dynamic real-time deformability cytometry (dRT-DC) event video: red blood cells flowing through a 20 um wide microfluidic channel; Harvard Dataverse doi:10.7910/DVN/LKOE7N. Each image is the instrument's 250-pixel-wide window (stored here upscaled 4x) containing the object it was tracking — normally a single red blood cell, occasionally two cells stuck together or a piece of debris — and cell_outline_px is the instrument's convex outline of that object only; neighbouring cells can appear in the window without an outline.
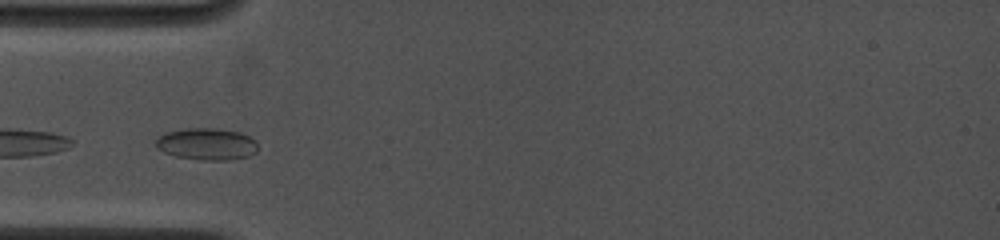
{"species": "common noctule bat (a hibernating species)", "species_latin": "Nyctalus noctula", "temperature_condition": "cold", "stored_images_in_passage": 6, "camera_frame_rate_fps": 4500, "um_per_image_px": 0.085, "animal": {"sex": "female", "body_mass_g": 19.0, "forearm_length_mm": 53.3}, "frame": {"image": 1, "passage_image": 1, "time_ms": 0.0, "image_size_px": [1000, 240], "cell_outline_px": [[256, 152], [248, 156], [228, 160], [200, 160], [176, 156], [164, 152], [156, 148], [156, 140], [164, 132], [184, 128], [216, 128], [240, 132], [256, 140]], "centroid_in_image_um": [17.55, 12.23], "position_along_channel_um": 67.4, "area_um2": 19.02}}
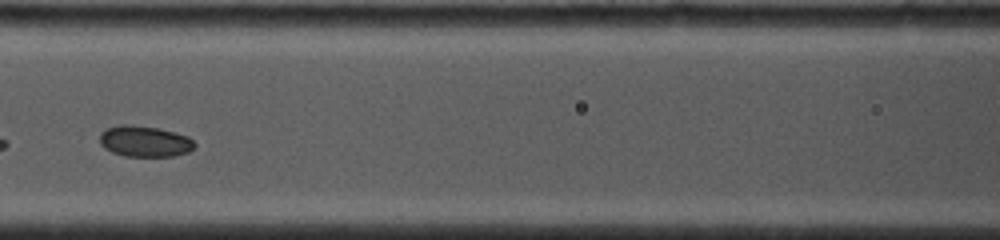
{"frame": {"image": 2, "passage_image": 3, "time_ms": 2.222, "image_size_px": [1000, 240], "cell_outline_px": [[196, 148], [188, 152], [172, 156], [124, 156], [112, 152], [104, 148], [100, 144], [100, 132], [104, 128], [120, 124], [128, 124], [160, 128], [188, 136], [196, 144]], "centroid_in_image_um": [12.28, 12.0], "position_along_channel_um": 154.3, "area_um2": 17.4}}
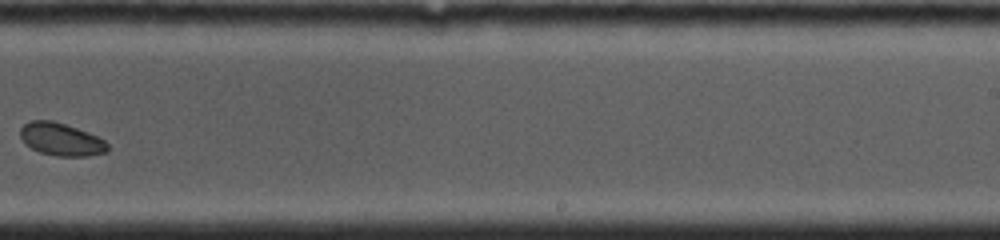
{"frame": {"image": 3, "passage_image": 6, "time_ms": 5.556, "image_size_px": [1000, 240], "cell_outline_px": [[108, 148], [104, 152], [88, 156], [56, 156], [40, 152], [24, 144], [20, 136], [20, 128], [24, 124], [32, 120], [52, 120], [88, 132], [104, 140], [108, 144]], "centroid_in_image_um": [5.16, 11.84], "position_along_channel_um": 283.8, "area_um2": 16.53}}